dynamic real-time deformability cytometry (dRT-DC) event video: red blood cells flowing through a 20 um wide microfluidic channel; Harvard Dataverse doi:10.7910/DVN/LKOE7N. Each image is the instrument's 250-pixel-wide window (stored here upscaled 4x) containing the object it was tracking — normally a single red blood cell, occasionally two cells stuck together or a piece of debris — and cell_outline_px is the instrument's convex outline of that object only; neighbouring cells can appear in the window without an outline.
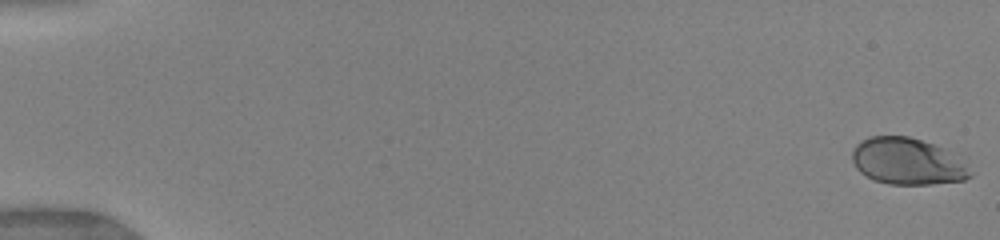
{"species": "human", "species_latin": "Homo sapiens", "temperature_condition": "warm", "stored_images_in_passage": 46, "camera_frame_rate_fps": 3000, "um_per_image_px": 0.085, "donor": {"sex": "female"}, "frame": {"image": 1, "passage_image": 1, "time_ms": 0.0, "image_size_px": [1000, 240], "cell_outline_px": [[972, 176], [964, 180], [932, 184], [888, 184], [872, 180], [860, 172], [856, 168], [852, 160], [852, 148], [860, 140], [868, 136], [908, 136], [944, 148], [964, 164]], "centroid_in_image_um": [77.05, 13.72], "position_along_channel_um": 8.0, "area_um2": 31.91}}
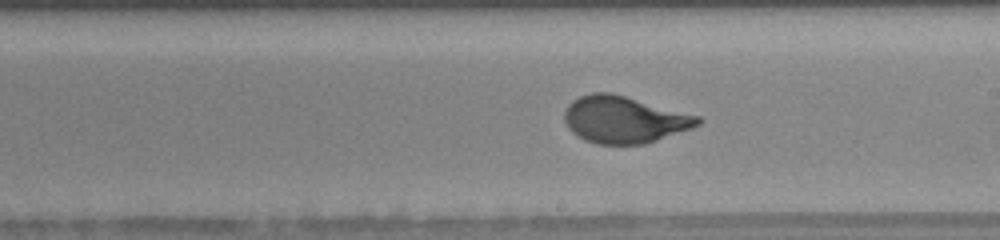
{"frame": {"image": 2, "passage_image": 27, "time_ms": 10.0, "image_size_px": [1000, 240], "cell_outline_px": [[704, 120], [700, 124], [692, 128], [644, 144], [596, 144], [584, 140], [572, 132], [568, 128], [564, 120], [564, 112], [568, 104], [572, 100], [580, 96], [592, 92], [612, 92], [700, 116]], "centroid_in_image_um": [53.05, 10.15], "position_along_channel_um": 236.0, "area_um2": 36.65}}
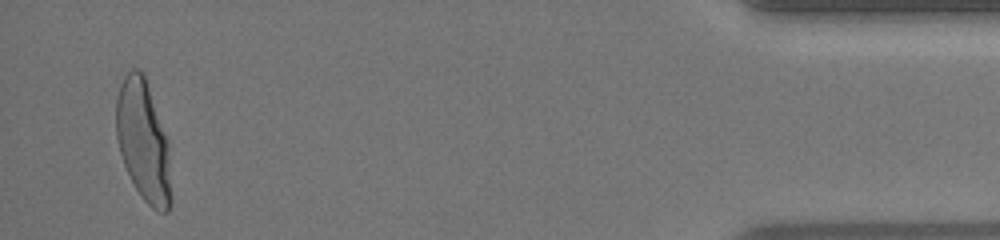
{"frame": {"image": 3, "passage_image": 44, "time_ms": 16.333, "image_size_px": [1000, 240], "cell_outline_px": [[172, 200], [168, 212], [160, 212], [152, 208], [144, 200], [136, 188], [124, 164], [120, 152], [116, 136], [116, 100], [120, 84], [124, 76], [132, 68], [136, 68], [144, 72], [168, 140]], "centroid_in_image_um": [12.19, 11.98], "position_along_channel_um": 423.0, "area_um2": 38.9}, "authors_computed_cell_mechanics": {"area_um2": 35.7782, "velocity_mm_per_s": 4.0168, "shape_relaxation_time_tau1_ms": 4.9416, "shape_relaxation_time_tau2_ms": null, "deformation_change_tau1": 0.2098, "deformation_change_tau2": null}}